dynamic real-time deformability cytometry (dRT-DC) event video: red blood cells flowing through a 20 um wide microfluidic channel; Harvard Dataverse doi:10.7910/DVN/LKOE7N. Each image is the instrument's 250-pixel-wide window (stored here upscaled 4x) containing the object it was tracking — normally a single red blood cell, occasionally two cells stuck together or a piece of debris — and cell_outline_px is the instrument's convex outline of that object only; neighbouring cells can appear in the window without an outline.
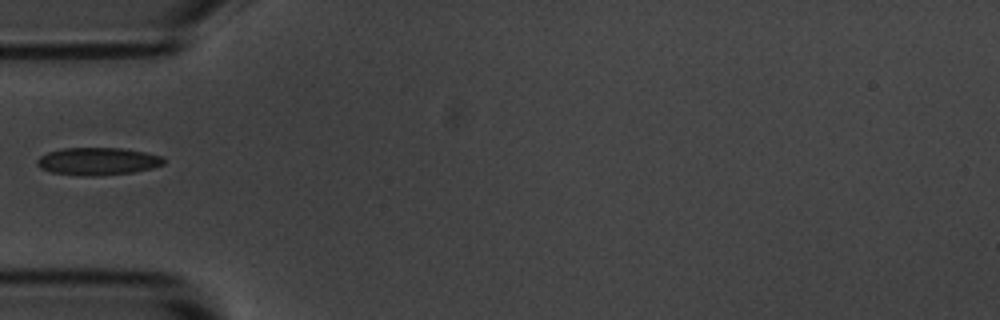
{"species": "common noctule bat (a hibernating species)", "species_latin": "Nyctalus noctula", "temperature_condition": "room temperature", "stored_images_in_passage": 1, "camera_frame_rate_fps": 3000, "um_per_image_px": 0.085, "animal": {"sex": "male", "body_mass_g": 20.1, "forearm_length_mm": 53.5}, "frame": {"image": 1, "passage_image": 1, "time_ms": 0.0, "image_size_px": [1000, 320], "cell_outline_px": [[164, 164], [152, 168], [132, 172], [96, 176], [88, 176], [52, 172], [40, 168], [36, 164], [36, 160], [40, 156], [48, 152], [64, 148], [120, 148], [144, 152], [160, 156], [164, 160]], "centroid_in_image_um": [8.28, 13.71], "position_along_channel_um": 76.7, "area_um2": 20.11}}